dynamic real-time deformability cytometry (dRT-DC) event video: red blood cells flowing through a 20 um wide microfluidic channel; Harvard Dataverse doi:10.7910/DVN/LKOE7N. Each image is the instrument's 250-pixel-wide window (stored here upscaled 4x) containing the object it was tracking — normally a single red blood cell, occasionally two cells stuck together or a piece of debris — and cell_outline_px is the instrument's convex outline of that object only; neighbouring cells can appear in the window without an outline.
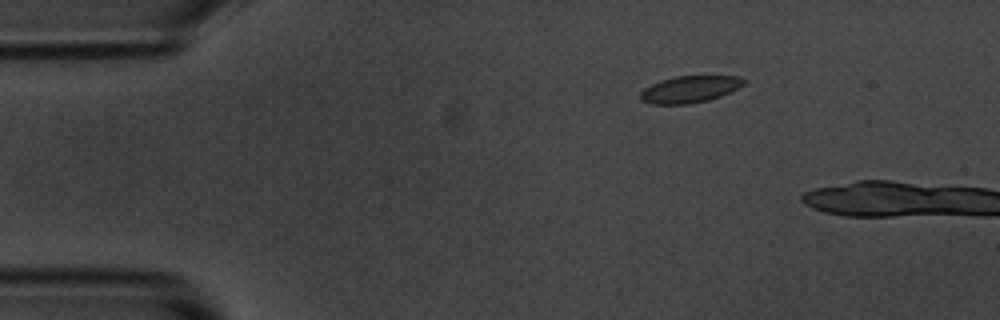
{"species": "common noctule bat (a hibernating species)", "species_latin": "Nyctalus noctula", "temperature_condition": "room temperature", "stored_images_in_passage": 5, "camera_frame_rate_fps": 3000, "um_per_image_px": 0.085, "animal": {"sex": "male", "body_mass_g": 20.1, "forearm_length_mm": 53.5}, "frame": {"image": 1, "passage_image": 3, "time_ms": 2.333, "image_size_px": [1000, 320], "cell_outline_px": [[744, 84], [720, 96], [708, 100], [688, 104], [652, 104], [640, 100], [640, 92], [644, 88], [652, 84], [676, 76], [740, 76], [744, 80]], "centroid_in_image_um": [58.59, 7.59], "position_along_channel_um": 26.4, "area_um2": 15.9}}